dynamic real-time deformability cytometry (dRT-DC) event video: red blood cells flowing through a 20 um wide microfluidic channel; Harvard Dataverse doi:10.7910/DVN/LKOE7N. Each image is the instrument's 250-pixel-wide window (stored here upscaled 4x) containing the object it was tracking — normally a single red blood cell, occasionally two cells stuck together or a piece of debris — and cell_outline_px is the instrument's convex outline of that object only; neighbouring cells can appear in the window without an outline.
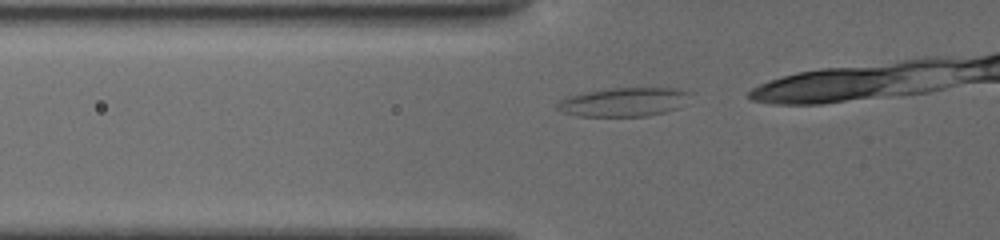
{"species": "common noctule bat (a hibernating species)", "species_latin": "Nyctalus noctula", "temperature_condition": "cold", "stored_images_in_passage": 20, "camera_frame_rate_fps": 3000, "um_per_image_px": 0.085, "animal": {"sex": "female", "body_mass_g": 19.5, "forearm_length_mm": 54.1}, "frame": {"image": 1, "passage_image": 8, "time_ms": 1.0, "image_size_px": [1000, 240], "cell_outline_px": [[688, 92], [676, 108], [664, 112], [648, 116], [580, 116], [560, 112], [556, 108], [556, 104], [560, 100], [568, 96], [608, 88], [668, 88]], "centroid_in_image_um": [52.86, 8.68], "position_along_channel_um": 72.9, "area_um2": 21.68}}
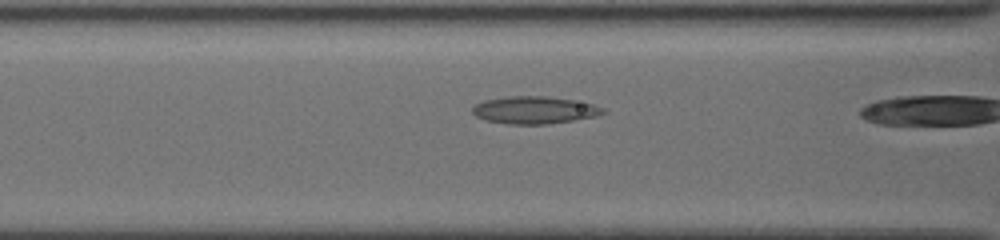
{"frame": {"image": 2, "passage_image": 17, "time_ms": 2.333, "image_size_px": [1000, 240], "cell_outline_px": [[604, 112], [592, 116], [572, 120], [544, 124], [508, 124], [484, 120], [476, 116], [472, 112], [472, 108], [476, 104], [484, 100], [508, 96], [548, 96], [572, 100], [592, 104], [600, 108]], "centroid_in_image_um": [45.31, 9.35], "position_along_channel_um": 121.3, "area_um2": 20.4}}